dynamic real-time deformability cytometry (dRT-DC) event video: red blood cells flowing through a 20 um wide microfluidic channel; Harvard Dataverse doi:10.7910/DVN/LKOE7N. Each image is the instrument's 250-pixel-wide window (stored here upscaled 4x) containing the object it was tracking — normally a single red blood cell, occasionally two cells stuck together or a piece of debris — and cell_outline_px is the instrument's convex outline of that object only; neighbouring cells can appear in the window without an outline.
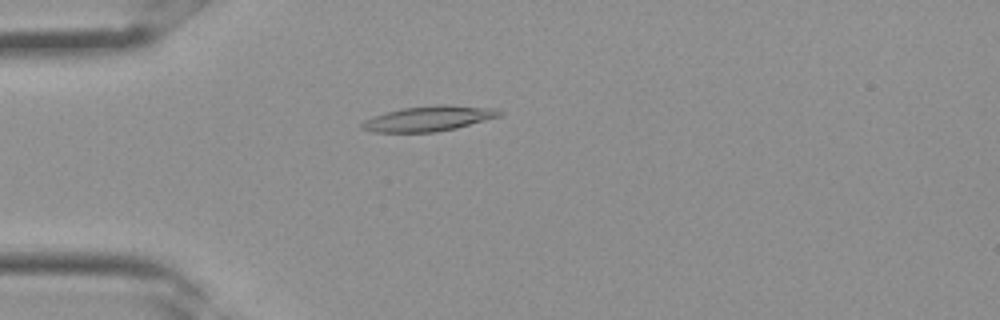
{"species": "Egyptian fruit bat (a non-hibernating species)", "species_latin": "Rousettus aegyptiacus", "temperature_condition": "room temperature", "stored_images_in_passage": 33, "camera_frame_rate_fps": 3000, "um_per_image_px": 0.085, "frame": {"image": 1, "passage_image": 9, "time_ms": 2.667, "image_size_px": [1000, 320], "cell_outline_px": [[504, 112], [500, 116], [456, 128], [436, 132], [372, 132], [360, 128], [360, 124], [364, 120], [388, 112], [404, 108], [444, 104], [496, 108]], "centroid_in_image_um": [36.47, 10.08], "position_along_channel_um": 48.5, "area_um2": 20.0}}
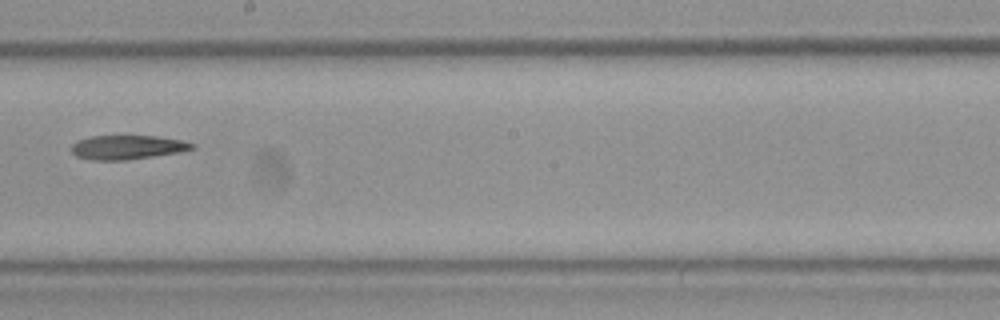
{"frame": {"image": 2, "passage_image": 19, "time_ms": 6.0, "image_size_px": [1000, 320], "cell_outline_px": [[196, 148], [180, 152], [124, 160], [92, 160], [76, 156], [72, 152], [72, 144], [80, 140], [92, 136], [156, 136], [180, 140], [196, 144]], "centroid_in_image_um": [10.85, 12.52], "position_along_channel_um": 237.4, "area_um2": 16.76}}
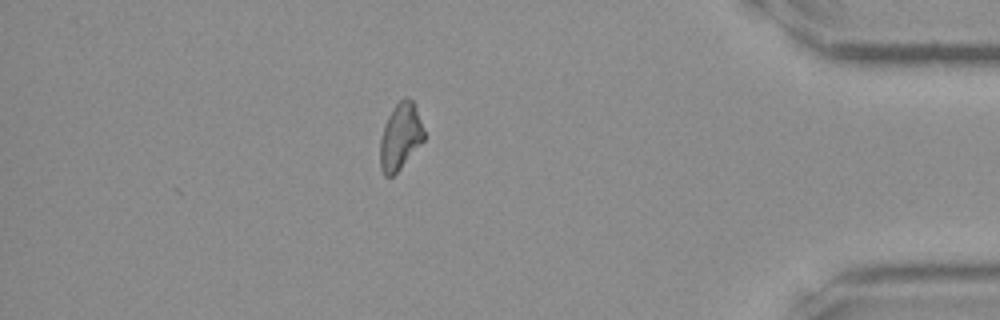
{"frame": {"image": 3, "passage_image": 29, "time_ms": 9.333, "image_size_px": [1000, 320], "cell_outline_px": [[424, 140], [400, 168], [392, 176], [384, 176], [380, 168], [380, 140], [388, 116], [392, 108], [404, 96], [412, 100], [416, 108], [424, 128]], "centroid_in_image_um": [34.02, 11.6], "position_along_channel_um": 401.2, "area_um2": 16.82}}